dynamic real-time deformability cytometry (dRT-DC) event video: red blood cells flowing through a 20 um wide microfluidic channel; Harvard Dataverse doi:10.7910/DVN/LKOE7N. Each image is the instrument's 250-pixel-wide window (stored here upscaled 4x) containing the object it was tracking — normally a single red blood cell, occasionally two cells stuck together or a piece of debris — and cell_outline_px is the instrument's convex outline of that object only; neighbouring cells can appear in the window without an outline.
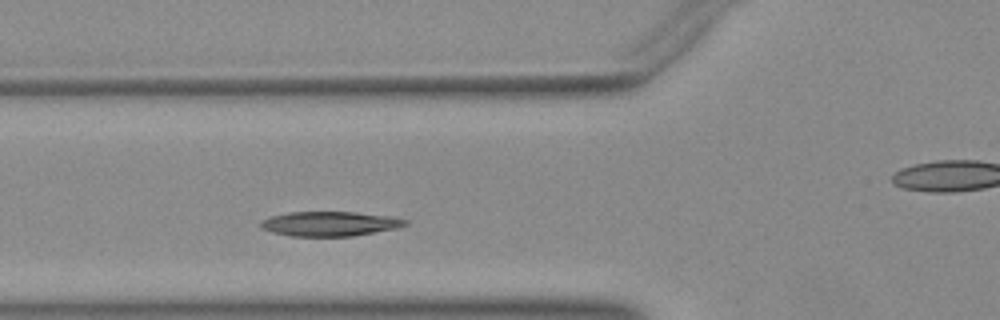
{"species": "Egyptian fruit bat (a non-hibernating species)", "species_latin": "Rousettus aegyptiacus", "temperature_condition": "warm", "stored_images_in_passage": 31, "camera_frame_rate_fps": 3000, "um_per_image_px": 0.085, "animal": {"sex": "female"}, "frame": {"image": 1, "passage_image": 7, "time_ms": 2.0, "image_size_px": [1000, 320], "cell_outline_px": [[408, 224], [396, 228], [352, 236], [292, 236], [272, 232], [260, 228], [260, 220], [272, 216], [288, 212], [356, 212], [392, 216], [408, 220]], "centroid_in_image_um": [28.02, 19.01], "position_along_channel_um": 97.8, "area_um2": 20.75}}
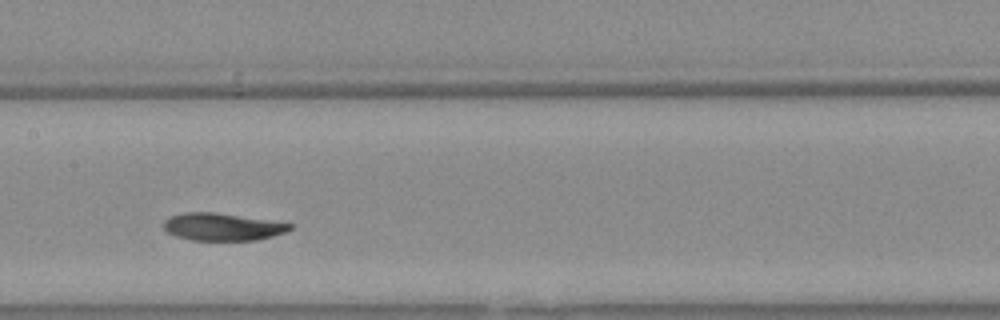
{"frame": {"image": 2, "passage_image": 14, "time_ms": 4.333, "image_size_px": [1000, 320], "cell_outline_px": [[292, 228], [284, 232], [272, 236], [256, 240], [192, 240], [176, 236], [168, 232], [164, 228], [164, 220], [168, 216], [184, 212], [216, 212], [292, 224]], "centroid_in_image_um": [18.85, 19.27], "position_along_channel_um": 188.6, "area_um2": 20.0}}
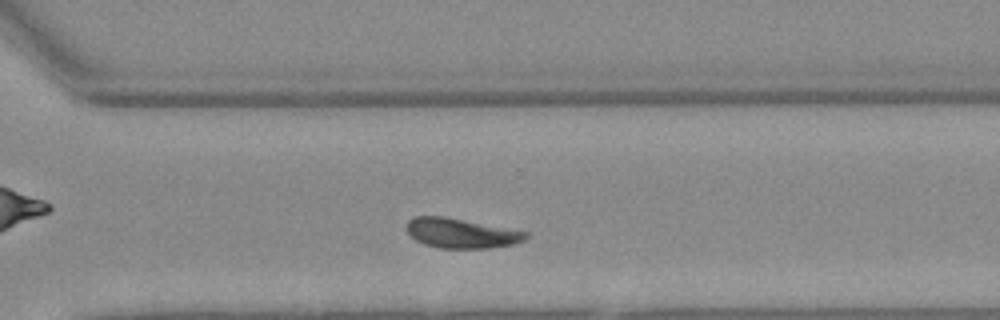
{"frame": {"image": 3, "passage_image": 25, "time_ms": 8.0, "image_size_px": [1000, 320], "cell_outline_px": [[528, 236], [524, 240], [512, 244], [488, 248], [440, 248], [424, 244], [416, 240], [404, 228], [408, 220], [416, 216], [440, 216], [528, 232]], "centroid_in_image_um": [39.15, 19.83], "position_along_channel_um": 331.5, "area_um2": 20.29}}